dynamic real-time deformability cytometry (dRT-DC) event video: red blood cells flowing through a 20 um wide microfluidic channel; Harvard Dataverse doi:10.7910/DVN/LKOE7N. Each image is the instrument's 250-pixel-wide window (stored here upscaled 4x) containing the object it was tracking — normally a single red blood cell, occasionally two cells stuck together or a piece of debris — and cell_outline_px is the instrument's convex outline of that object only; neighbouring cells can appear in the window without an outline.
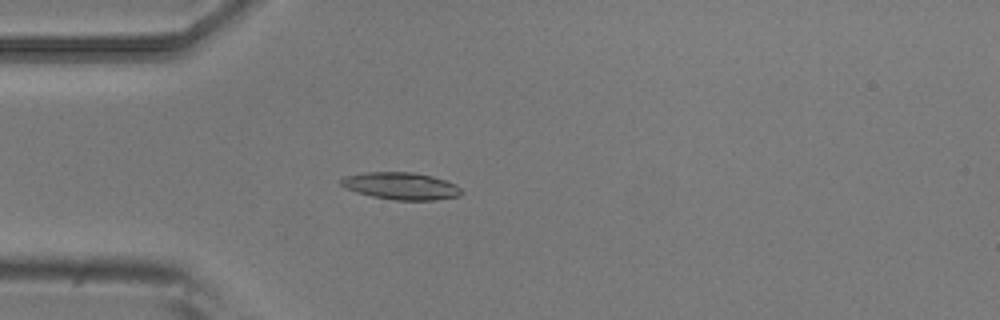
{"species": "common noctule bat (a hibernating species)", "species_latin": "Nyctalus noctula", "temperature_condition": "room temperature", "stored_images_in_passage": 4, "camera_frame_rate_fps": 3000, "um_per_image_px": 0.085, "animal": {"sex": "male", "body_mass_g": 20.5, "forearm_length_mm": 52.5}, "frame": {"image": 1, "passage_image": 4, "time_ms": 1.0, "image_size_px": [1000, 320], "cell_outline_px": [[464, 192], [460, 196], [436, 200], [396, 200], [372, 196], [356, 192], [344, 188], [340, 184], [340, 180], [344, 176], [364, 172], [412, 172], [432, 176], [456, 184]], "centroid_in_image_um": [34.08, 15.81], "position_along_channel_um": 50.9, "area_um2": 19.19}}